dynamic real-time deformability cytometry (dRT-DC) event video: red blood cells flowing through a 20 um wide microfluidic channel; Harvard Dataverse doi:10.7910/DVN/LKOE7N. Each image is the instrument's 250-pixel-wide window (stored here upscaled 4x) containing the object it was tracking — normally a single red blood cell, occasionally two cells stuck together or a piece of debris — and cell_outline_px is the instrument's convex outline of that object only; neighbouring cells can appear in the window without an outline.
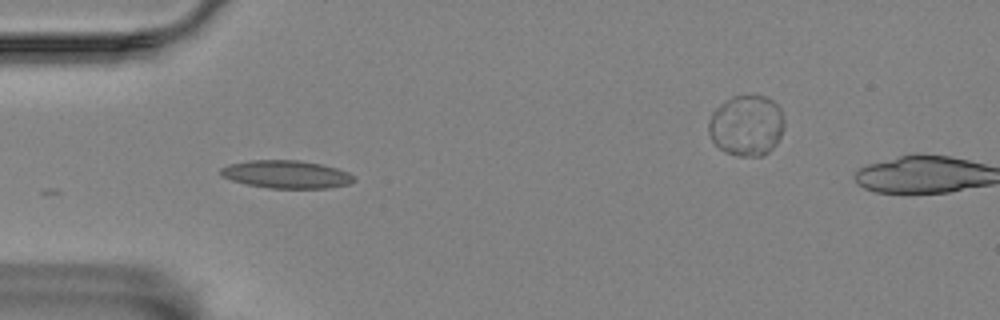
{"species": "Egyptian fruit bat (a non-hibernating species)", "species_latin": "Rousettus aegyptiacus", "temperature_condition": "room temperature", "stored_images_in_passage": 19, "camera_frame_rate_fps": 3000, "um_per_image_px": 0.085, "animal": {"sex": "female"}, "frame": {"image": 1, "passage_image": 1, "time_ms": 0.0, "image_size_px": [1000, 320], "cell_outline_px": [[356, 180], [348, 184], [328, 188], [268, 188], [248, 184], [232, 180], [220, 176], [220, 168], [232, 164], [248, 160], [296, 160], [320, 164], [336, 168], [348, 172], [356, 176]], "centroid_in_image_um": [24.36, 14.82], "position_along_channel_um": 60.6, "area_um2": 21.56}}
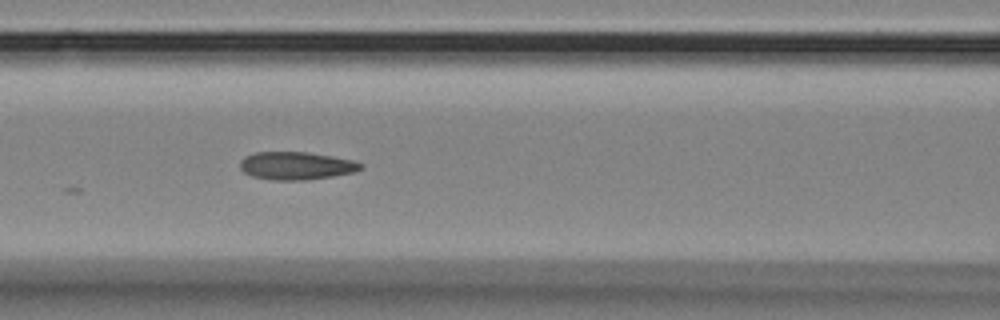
{"frame": {"image": 2, "passage_image": 8, "time_ms": 2.333, "image_size_px": [1000, 320], "cell_outline_px": [[364, 168], [352, 172], [332, 176], [304, 180], [272, 180], [252, 176], [244, 172], [240, 168], [240, 160], [244, 156], [256, 152], [308, 152], [332, 156], [352, 160], [364, 164]], "centroid_in_image_um": [25.16, 14.08], "position_along_channel_um": 141.4, "area_um2": 19.59}}
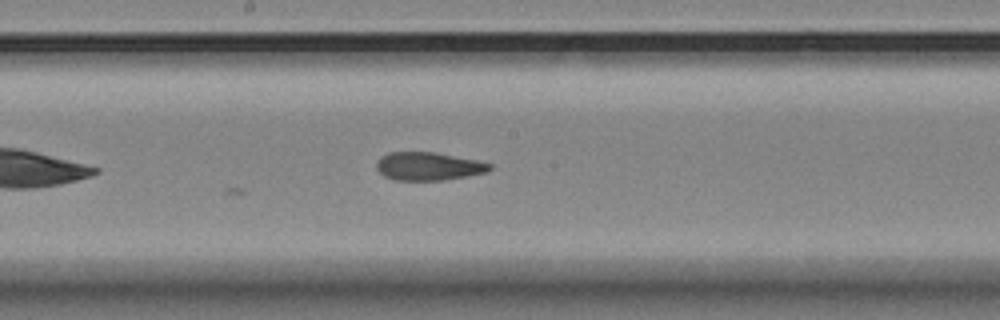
{"frame": {"image": 3, "passage_image": 14, "time_ms": 4.333, "image_size_px": [1000, 320], "cell_outline_px": [[492, 168], [488, 172], [444, 180], [396, 180], [384, 176], [376, 168], [376, 160], [380, 156], [388, 152], [436, 152], [476, 160], [492, 164]], "centroid_in_image_um": [36.39, 14.12], "position_along_channel_um": 211.8, "area_um2": 18.67}}